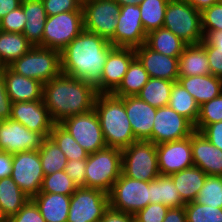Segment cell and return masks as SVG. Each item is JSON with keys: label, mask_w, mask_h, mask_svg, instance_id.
Returning a JSON list of instances; mask_svg holds the SVG:
<instances>
[{"label": "cell", "mask_w": 222, "mask_h": 222, "mask_svg": "<svg viewBox=\"0 0 222 222\" xmlns=\"http://www.w3.org/2000/svg\"><path fill=\"white\" fill-rule=\"evenodd\" d=\"M113 47L107 39L83 30L61 51V72L96 88Z\"/></svg>", "instance_id": "6da1fadb"}, {"label": "cell", "mask_w": 222, "mask_h": 222, "mask_svg": "<svg viewBox=\"0 0 222 222\" xmlns=\"http://www.w3.org/2000/svg\"><path fill=\"white\" fill-rule=\"evenodd\" d=\"M96 89L82 79L61 73L43 84L42 99L52 120H62L91 111L94 108Z\"/></svg>", "instance_id": "7a4b0ae2"}, {"label": "cell", "mask_w": 222, "mask_h": 222, "mask_svg": "<svg viewBox=\"0 0 222 222\" xmlns=\"http://www.w3.org/2000/svg\"><path fill=\"white\" fill-rule=\"evenodd\" d=\"M94 110L96 111L107 147L123 150L138 141L128 120L124 97L112 93H98Z\"/></svg>", "instance_id": "3957f363"}, {"label": "cell", "mask_w": 222, "mask_h": 222, "mask_svg": "<svg viewBox=\"0 0 222 222\" xmlns=\"http://www.w3.org/2000/svg\"><path fill=\"white\" fill-rule=\"evenodd\" d=\"M122 173V150L106 147L90 153L86 159L85 187L107 194Z\"/></svg>", "instance_id": "277c9868"}, {"label": "cell", "mask_w": 222, "mask_h": 222, "mask_svg": "<svg viewBox=\"0 0 222 222\" xmlns=\"http://www.w3.org/2000/svg\"><path fill=\"white\" fill-rule=\"evenodd\" d=\"M16 74L45 84L61 72V52L33 46L27 53L8 66Z\"/></svg>", "instance_id": "5b68a950"}, {"label": "cell", "mask_w": 222, "mask_h": 222, "mask_svg": "<svg viewBox=\"0 0 222 222\" xmlns=\"http://www.w3.org/2000/svg\"><path fill=\"white\" fill-rule=\"evenodd\" d=\"M163 27L170 30L187 45L198 44L204 39L201 12L186 0L168 2Z\"/></svg>", "instance_id": "8992f818"}, {"label": "cell", "mask_w": 222, "mask_h": 222, "mask_svg": "<svg viewBox=\"0 0 222 222\" xmlns=\"http://www.w3.org/2000/svg\"><path fill=\"white\" fill-rule=\"evenodd\" d=\"M122 173L134 180L150 182L159 175L156 144L138 140L122 150Z\"/></svg>", "instance_id": "52a82bcc"}, {"label": "cell", "mask_w": 222, "mask_h": 222, "mask_svg": "<svg viewBox=\"0 0 222 222\" xmlns=\"http://www.w3.org/2000/svg\"><path fill=\"white\" fill-rule=\"evenodd\" d=\"M108 196L109 207L134 215L150 203V182L134 180L121 173Z\"/></svg>", "instance_id": "ba28073f"}, {"label": "cell", "mask_w": 222, "mask_h": 222, "mask_svg": "<svg viewBox=\"0 0 222 222\" xmlns=\"http://www.w3.org/2000/svg\"><path fill=\"white\" fill-rule=\"evenodd\" d=\"M83 30V11L48 16L42 36V47L61 52Z\"/></svg>", "instance_id": "9c48e42d"}, {"label": "cell", "mask_w": 222, "mask_h": 222, "mask_svg": "<svg viewBox=\"0 0 222 222\" xmlns=\"http://www.w3.org/2000/svg\"><path fill=\"white\" fill-rule=\"evenodd\" d=\"M120 8L115 0H82L84 30L109 41L116 31Z\"/></svg>", "instance_id": "30bf717a"}, {"label": "cell", "mask_w": 222, "mask_h": 222, "mask_svg": "<svg viewBox=\"0 0 222 222\" xmlns=\"http://www.w3.org/2000/svg\"><path fill=\"white\" fill-rule=\"evenodd\" d=\"M109 208L106 192L88 187H77L71 195L67 222L99 221Z\"/></svg>", "instance_id": "8fae6325"}, {"label": "cell", "mask_w": 222, "mask_h": 222, "mask_svg": "<svg viewBox=\"0 0 222 222\" xmlns=\"http://www.w3.org/2000/svg\"><path fill=\"white\" fill-rule=\"evenodd\" d=\"M59 124L89 154L107 147L100 121L94 108L89 112L68 117Z\"/></svg>", "instance_id": "7c38bea8"}, {"label": "cell", "mask_w": 222, "mask_h": 222, "mask_svg": "<svg viewBox=\"0 0 222 222\" xmlns=\"http://www.w3.org/2000/svg\"><path fill=\"white\" fill-rule=\"evenodd\" d=\"M44 172L38 150L23 151L12 155V180L32 198L40 192Z\"/></svg>", "instance_id": "4fadbf2b"}, {"label": "cell", "mask_w": 222, "mask_h": 222, "mask_svg": "<svg viewBox=\"0 0 222 222\" xmlns=\"http://www.w3.org/2000/svg\"><path fill=\"white\" fill-rule=\"evenodd\" d=\"M147 33L144 30L138 5L121 6L117 16L114 36L109 42L114 47L138 48L146 43Z\"/></svg>", "instance_id": "5bb4252c"}, {"label": "cell", "mask_w": 222, "mask_h": 222, "mask_svg": "<svg viewBox=\"0 0 222 222\" xmlns=\"http://www.w3.org/2000/svg\"><path fill=\"white\" fill-rule=\"evenodd\" d=\"M153 124L152 142L156 145L184 139L195 131L194 125L187 118L169 106L156 109Z\"/></svg>", "instance_id": "9a60e30c"}, {"label": "cell", "mask_w": 222, "mask_h": 222, "mask_svg": "<svg viewBox=\"0 0 222 222\" xmlns=\"http://www.w3.org/2000/svg\"><path fill=\"white\" fill-rule=\"evenodd\" d=\"M45 137L41 133L30 131L20 122L12 119L0 121V151L11 155L39 150Z\"/></svg>", "instance_id": "2e32d148"}, {"label": "cell", "mask_w": 222, "mask_h": 222, "mask_svg": "<svg viewBox=\"0 0 222 222\" xmlns=\"http://www.w3.org/2000/svg\"><path fill=\"white\" fill-rule=\"evenodd\" d=\"M160 175H171L194 166L191 136L156 145Z\"/></svg>", "instance_id": "e0dca14e"}, {"label": "cell", "mask_w": 222, "mask_h": 222, "mask_svg": "<svg viewBox=\"0 0 222 222\" xmlns=\"http://www.w3.org/2000/svg\"><path fill=\"white\" fill-rule=\"evenodd\" d=\"M10 119L20 122L30 131L49 137L55 122L52 120L43 100L12 103Z\"/></svg>", "instance_id": "ac0fdd59"}, {"label": "cell", "mask_w": 222, "mask_h": 222, "mask_svg": "<svg viewBox=\"0 0 222 222\" xmlns=\"http://www.w3.org/2000/svg\"><path fill=\"white\" fill-rule=\"evenodd\" d=\"M136 57L133 48L113 47L107 56L97 93H112L121 83L131 61Z\"/></svg>", "instance_id": "d6986e66"}, {"label": "cell", "mask_w": 222, "mask_h": 222, "mask_svg": "<svg viewBox=\"0 0 222 222\" xmlns=\"http://www.w3.org/2000/svg\"><path fill=\"white\" fill-rule=\"evenodd\" d=\"M124 106L135 138L152 142V129L157 108L150 106L138 96L124 97Z\"/></svg>", "instance_id": "ffe728a7"}, {"label": "cell", "mask_w": 222, "mask_h": 222, "mask_svg": "<svg viewBox=\"0 0 222 222\" xmlns=\"http://www.w3.org/2000/svg\"><path fill=\"white\" fill-rule=\"evenodd\" d=\"M135 54L151 78L178 80V58L170 57L150 49L146 44L135 48Z\"/></svg>", "instance_id": "44dd1931"}, {"label": "cell", "mask_w": 222, "mask_h": 222, "mask_svg": "<svg viewBox=\"0 0 222 222\" xmlns=\"http://www.w3.org/2000/svg\"><path fill=\"white\" fill-rule=\"evenodd\" d=\"M192 160L207 175L222 176V150L215 147L202 133L191 134Z\"/></svg>", "instance_id": "7402d4cb"}, {"label": "cell", "mask_w": 222, "mask_h": 222, "mask_svg": "<svg viewBox=\"0 0 222 222\" xmlns=\"http://www.w3.org/2000/svg\"><path fill=\"white\" fill-rule=\"evenodd\" d=\"M5 84L12 103L43 100L40 81L16 74L9 67H5Z\"/></svg>", "instance_id": "603a6c76"}, {"label": "cell", "mask_w": 222, "mask_h": 222, "mask_svg": "<svg viewBox=\"0 0 222 222\" xmlns=\"http://www.w3.org/2000/svg\"><path fill=\"white\" fill-rule=\"evenodd\" d=\"M177 81L193 96L199 106L222 93V78L212 74L179 76Z\"/></svg>", "instance_id": "cb8c5ba5"}, {"label": "cell", "mask_w": 222, "mask_h": 222, "mask_svg": "<svg viewBox=\"0 0 222 222\" xmlns=\"http://www.w3.org/2000/svg\"><path fill=\"white\" fill-rule=\"evenodd\" d=\"M21 6L26 16L23 35L33 46L42 47V36L47 20L42 0H22Z\"/></svg>", "instance_id": "d4e9b609"}, {"label": "cell", "mask_w": 222, "mask_h": 222, "mask_svg": "<svg viewBox=\"0 0 222 222\" xmlns=\"http://www.w3.org/2000/svg\"><path fill=\"white\" fill-rule=\"evenodd\" d=\"M71 196L39 192L31 198L46 222H67Z\"/></svg>", "instance_id": "484cf974"}, {"label": "cell", "mask_w": 222, "mask_h": 222, "mask_svg": "<svg viewBox=\"0 0 222 222\" xmlns=\"http://www.w3.org/2000/svg\"><path fill=\"white\" fill-rule=\"evenodd\" d=\"M179 76H199L210 73L205 47L201 44L186 45L178 58Z\"/></svg>", "instance_id": "4316f807"}, {"label": "cell", "mask_w": 222, "mask_h": 222, "mask_svg": "<svg viewBox=\"0 0 222 222\" xmlns=\"http://www.w3.org/2000/svg\"><path fill=\"white\" fill-rule=\"evenodd\" d=\"M185 203L195 201L206 181L207 174L199 167L192 166L169 175Z\"/></svg>", "instance_id": "83f0119b"}, {"label": "cell", "mask_w": 222, "mask_h": 222, "mask_svg": "<svg viewBox=\"0 0 222 222\" xmlns=\"http://www.w3.org/2000/svg\"><path fill=\"white\" fill-rule=\"evenodd\" d=\"M11 177L0 179V211L7 221L30 200Z\"/></svg>", "instance_id": "f1b7e54d"}, {"label": "cell", "mask_w": 222, "mask_h": 222, "mask_svg": "<svg viewBox=\"0 0 222 222\" xmlns=\"http://www.w3.org/2000/svg\"><path fill=\"white\" fill-rule=\"evenodd\" d=\"M32 47L33 45L23 33L4 32L0 30V65L8 67Z\"/></svg>", "instance_id": "f546056e"}, {"label": "cell", "mask_w": 222, "mask_h": 222, "mask_svg": "<svg viewBox=\"0 0 222 222\" xmlns=\"http://www.w3.org/2000/svg\"><path fill=\"white\" fill-rule=\"evenodd\" d=\"M145 44L155 52L176 58L180 57L187 45L164 27L149 32Z\"/></svg>", "instance_id": "4dcf8cb0"}, {"label": "cell", "mask_w": 222, "mask_h": 222, "mask_svg": "<svg viewBox=\"0 0 222 222\" xmlns=\"http://www.w3.org/2000/svg\"><path fill=\"white\" fill-rule=\"evenodd\" d=\"M150 203H161L169 208L182 207L186 204L169 175H159L150 181Z\"/></svg>", "instance_id": "1f68e13d"}, {"label": "cell", "mask_w": 222, "mask_h": 222, "mask_svg": "<svg viewBox=\"0 0 222 222\" xmlns=\"http://www.w3.org/2000/svg\"><path fill=\"white\" fill-rule=\"evenodd\" d=\"M149 78V74L144 69L142 63L135 57L131 61L121 83L112 94L117 97L137 96Z\"/></svg>", "instance_id": "d6a6232c"}, {"label": "cell", "mask_w": 222, "mask_h": 222, "mask_svg": "<svg viewBox=\"0 0 222 222\" xmlns=\"http://www.w3.org/2000/svg\"><path fill=\"white\" fill-rule=\"evenodd\" d=\"M168 106L195 126L199 115V105L178 81L173 83Z\"/></svg>", "instance_id": "836d02e7"}, {"label": "cell", "mask_w": 222, "mask_h": 222, "mask_svg": "<svg viewBox=\"0 0 222 222\" xmlns=\"http://www.w3.org/2000/svg\"><path fill=\"white\" fill-rule=\"evenodd\" d=\"M173 83L166 79L150 77L137 96L155 108L168 106Z\"/></svg>", "instance_id": "e575fe53"}, {"label": "cell", "mask_w": 222, "mask_h": 222, "mask_svg": "<svg viewBox=\"0 0 222 222\" xmlns=\"http://www.w3.org/2000/svg\"><path fill=\"white\" fill-rule=\"evenodd\" d=\"M169 1L170 0H143L138 4L141 21L147 34L163 27L165 12Z\"/></svg>", "instance_id": "d590c367"}, {"label": "cell", "mask_w": 222, "mask_h": 222, "mask_svg": "<svg viewBox=\"0 0 222 222\" xmlns=\"http://www.w3.org/2000/svg\"><path fill=\"white\" fill-rule=\"evenodd\" d=\"M38 151L44 175L64 170L67 164L66 155L50 137L43 140Z\"/></svg>", "instance_id": "8d00e7d4"}, {"label": "cell", "mask_w": 222, "mask_h": 222, "mask_svg": "<svg viewBox=\"0 0 222 222\" xmlns=\"http://www.w3.org/2000/svg\"><path fill=\"white\" fill-rule=\"evenodd\" d=\"M49 137L58 145L60 150L66 155L67 160H84L89 153L82 148L71 134L59 123L53 125Z\"/></svg>", "instance_id": "74e56055"}, {"label": "cell", "mask_w": 222, "mask_h": 222, "mask_svg": "<svg viewBox=\"0 0 222 222\" xmlns=\"http://www.w3.org/2000/svg\"><path fill=\"white\" fill-rule=\"evenodd\" d=\"M195 202L222 208V176L207 175L206 181L198 192Z\"/></svg>", "instance_id": "f35d334b"}, {"label": "cell", "mask_w": 222, "mask_h": 222, "mask_svg": "<svg viewBox=\"0 0 222 222\" xmlns=\"http://www.w3.org/2000/svg\"><path fill=\"white\" fill-rule=\"evenodd\" d=\"M76 188L77 186L73 183L65 171L62 170L50 175H45L40 192L58 193L71 196L75 192Z\"/></svg>", "instance_id": "ab89813d"}, {"label": "cell", "mask_w": 222, "mask_h": 222, "mask_svg": "<svg viewBox=\"0 0 222 222\" xmlns=\"http://www.w3.org/2000/svg\"><path fill=\"white\" fill-rule=\"evenodd\" d=\"M187 222H222V208H216L195 201L185 204Z\"/></svg>", "instance_id": "60d3db41"}, {"label": "cell", "mask_w": 222, "mask_h": 222, "mask_svg": "<svg viewBox=\"0 0 222 222\" xmlns=\"http://www.w3.org/2000/svg\"><path fill=\"white\" fill-rule=\"evenodd\" d=\"M220 121H222V93L199 106V115L194 129L200 132L208 124Z\"/></svg>", "instance_id": "b9f144b4"}, {"label": "cell", "mask_w": 222, "mask_h": 222, "mask_svg": "<svg viewBox=\"0 0 222 222\" xmlns=\"http://www.w3.org/2000/svg\"><path fill=\"white\" fill-rule=\"evenodd\" d=\"M202 31H222V0L201 12Z\"/></svg>", "instance_id": "7bdbcfd3"}, {"label": "cell", "mask_w": 222, "mask_h": 222, "mask_svg": "<svg viewBox=\"0 0 222 222\" xmlns=\"http://www.w3.org/2000/svg\"><path fill=\"white\" fill-rule=\"evenodd\" d=\"M169 207L161 203H149L134 214L135 222H163Z\"/></svg>", "instance_id": "ee69618b"}, {"label": "cell", "mask_w": 222, "mask_h": 222, "mask_svg": "<svg viewBox=\"0 0 222 222\" xmlns=\"http://www.w3.org/2000/svg\"><path fill=\"white\" fill-rule=\"evenodd\" d=\"M26 16L22 6L11 11L0 20V30L4 32L23 33Z\"/></svg>", "instance_id": "f6af8a7d"}, {"label": "cell", "mask_w": 222, "mask_h": 222, "mask_svg": "<svg viewBox=\"0 0 222 222\" xmlns=\"http://www.w3.org/2000/svg\"><path fill=\"white\" fill-rule=\"evenodd\" d=\"M48 16L69 11H82V0H42Z\"/></svg>", "instance_id": "bcb514c9"}, {"label": "cell", "mask_w": 222, "mask_h": 222, "mask_svg": "<svg viewBox=\"0 0 222 222\" xmlns=\"http://www.w3.org/2000/svg\"><path fill=\"white\" fill-rule=\"evenodd\" d=\"M7 222H46L36 204L30 199L16 215Z\"/></svg>", "instance_id": "7dc6e473"}, {"label": "cell", "mask_w": 222, "mask_h": 222, "mask_svg": "<svg viewBox=\"0 0 222 222\" xmlns=\"http://www.w3.org/2000/svg\"><path fill=\"white\" fill-rule=\"evenodd\" d=\"M85 169L86 159L67 160V164L64 167L65 173L77 187H85Z\"/></svg>", "instance_id": "c3c4849f"}, {"label": "cell", "mask_w": 222, "mask_h": 222, "mask_svg": "<svg viewBox=\"0 0 222 222\" xmlns=\"http://www.w3.org/2000/svg\"><path fill=\"white\" fill-rule=\"evenodd\" d=\"M200 43L205 47L210 73L222 78V49L208 44L204 39Z\"/></svg>", "instance_id": "681fc988"}, {"label": "cell", "mask_w": 222, "mask_h": 222, "mask_svg": "<svg viewBox=\"0 0 222 222\" xmlns=\"http://www.w3.org/2000/svg\"><path fill=\"white\" fill-rule=\"evenodd\" d=\"M12 101L8 96L5 84V67L0 69V121L11 117Z\"/></svg>", "instance_id": "f907efd6"}, {"label": "cell", "mask_w": 222, "mask_h": 222, "mask_svg": "<svg viewBox=\"0 0 222 222\" xmlns=\"http://www.w3.org/2000/svg\"><path fill=\"white\" fill-rule=\"evenodd\" d=\"M200 133H202L215 147L222 150V121L208 124Z\"/></svg>", "instance_id": "816d5d0a"}, {"label": "cell", "mask_w": 222, "mask_h": 222, "mask_svg": "<svg viewBox=\"0 0 222 222\" xmlns=\"http://www.w3.org/2000/svg\"><path fill=\"white\" fill-rule=\"evenodd\" d=\"M100 222H135V218L133 214L114 210L109 207L100 219Z\"/></svg>", "instance_id": "f5cc1de1"}, {"label": "cell", "mask_w": 222, "mask_h": 222, "mask_svg": "<svg viewBox=\"0 0 222 222\" xmlns=\"http://www.w3.org/2000/svg\"><path fill=\"white\" fill-rule=\"evenodd\" d=\"M12 173V155L0 151V179L10 177Z\"/></svg>", "instance_id": "db71d44e"}, {"label": "cell", "mask_w": 222, "mask_h": 222, "mask_svg": "<svg viewBox=\"0 0 222 222\" xmlns=\"http://www.w3.org/2000/svg\"><path fill=\"white\" fill-rule=\"evenodd\" d=\"M163 222H187L185 207L169 208Z\"/></svg>", "instance_id": "11a10c76"}, {"label": "cell", "mask_w": 222, "mask_h": 222, "mask_svg": "<svg viewBox=\"0 0 222 222\" xmlns=\"http://www.w3.org/2000/svg\"><path fill=\"white\" fill-rule=\"evenodd\" d=\"M22 0H0V20L21 6Z\"/></svg>", "instance_id": "9f6ffc18"}, {"label": "cell", "mask_w": 222, "mask_h": 222, "mask_svg": "<svg viewBox=\"0 0 222 222\" xmlns=\"http://www.w3.org/2000/svg\"><path fill=\"white\" fill-rule=\"evenodd\" d=\"M204 40L208 44L222 49V31H209L204 35Z\"/></svg>", "instance_id": "6f0895ef"}, {"label": "cell", "mask_w": 222, "mask_h": 222, "mask_svg": "<svg viewBox=\"0 0 222 222\" xmlns=\"http://www.w3.org/2000/svg\"><path fill=\"white\" fill-rule=\"evenodd\" d=\"M191 4L197 11L202 12L204 9L211 7L219 0H186Z\"/></svg>", "instance_id": "680465c9"}, {"label": "cell", "mask_w": 222, "mask_h": 222, "mask_svg": "<svg viewBox=\"0 0 222 222\" xmlns=\"http://www.w3.org/2000/svg\"><path fill=\"white\" fill-rule=\"evenodd\" d=\"M120 6L138 5L143 0H115Z\"/></svg>", "instance_id": "91938a15"}, {"label": "cell", "mask_w": 222, "mask_h": 222, "mask_svg": "<svg viewBox=\"0 0 222 222\" xmlns=\"http://www.w3.org/2000/svg\"><path fill=\"white\" fill-rule=\"evenodd\" d=\"M0 222H7V221L4 219V217L2 216L1 211H0Z\"/></svg>", "instance_id": "94428289"}]
</instances>
